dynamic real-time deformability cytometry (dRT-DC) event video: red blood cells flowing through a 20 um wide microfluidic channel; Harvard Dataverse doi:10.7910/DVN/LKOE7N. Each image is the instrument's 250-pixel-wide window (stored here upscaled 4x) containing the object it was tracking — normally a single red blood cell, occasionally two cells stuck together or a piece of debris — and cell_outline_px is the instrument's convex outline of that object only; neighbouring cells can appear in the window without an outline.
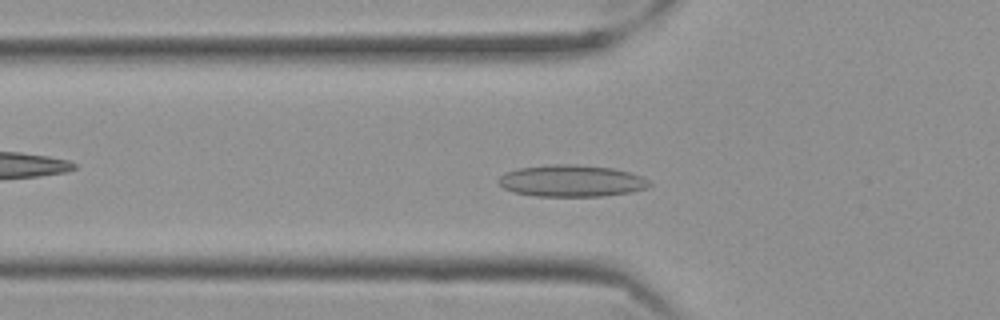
{"species": "Egyptian fruit bat (a non-hibernating species)", "species_latin": "Rousettus aegyptiacus", "temperature_condition": "cold", "stored_images_in_passage": 54, "camera_frame_rate_fps": 3000, "um_per_image_px": 0.085, "frame": {"image": 1, "passage_image": 16, "time_ms": 5.0, "image_size_px": [1000, 320], "cell_outline_px": [[652, 184], [648, 188], [632, 192], [604, 196], [536, 196], [512, 192], [504, 188], [496, 180], [504, 172], [516, 168], [552, 164], [576, 164], [612, 168], [628, 172], [640, 176], [648, 180]], "centroid_in_image_um": [48.55, 15.37], "position_along_channel_um": 77.3, "area_um2": 28.15}}
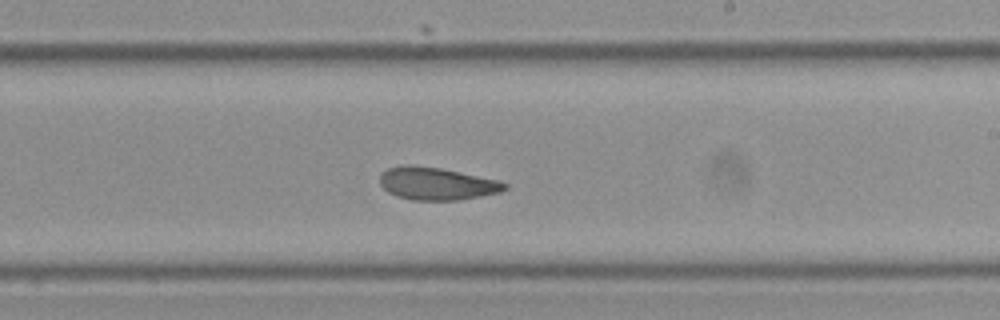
{"frame": {"image": 2, "passage_image": 31, "time_ms": 10.0, "image_size_px": [1000, 320], "cell_outline_px": [[508, 188], [500, 192], [460, 200], [412, 200], [396, 196], [388, 192], [380, 184], [380, 176], [388, 168], [404, 164], [412, 164], [440, 168], [500, 180], [508, 184]], "centroid_in_image_um": [37.13, 15.6], "position_along_channel_um": 251.9, "area_um2": 23.81}}
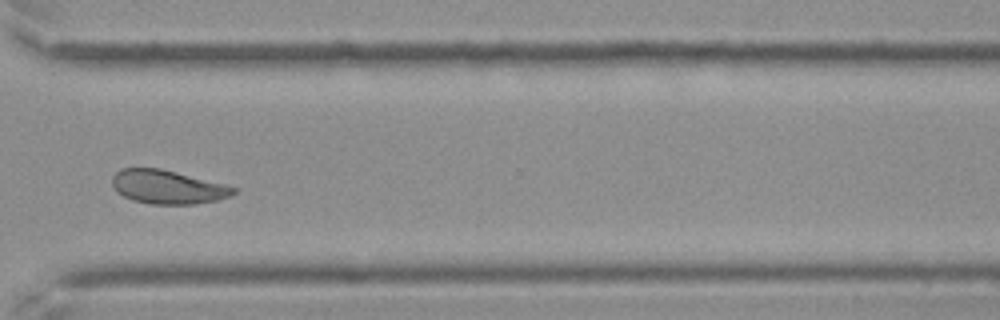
{"frame": {"image": 3, "passage_image": 40, "time_ms": 13.0, "image_size_px": [1000, 320], "cell_outline_px": [[236, 192], [228, 196], [216, 200], [192, 204], [152, 204], [132, 200], [116, 192], [112, 184], [112, 176], [120, 168], [160, 168], [224, 184], [236, 188]], "centroid_in_image_um": [14.2, 15.89], "position_along_channel_um": 356.4, "area_um2": 23.64}, "authors_computed_cell_mechanics": {"area_um2": 24.5361, "velocity_mm_per_s": 3.4778, "shape_relaxation_time_tau1_ms": 10.5719, "shape_relaxation_time_tau2_ms": 3.0217, "deformation_change_tau1": 0.1656, "deformation_change_tau2": 0.0825}}